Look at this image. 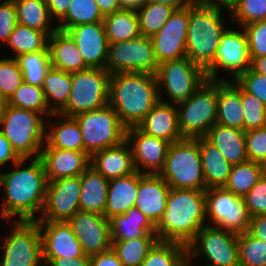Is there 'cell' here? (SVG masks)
Wrapping results in <instances>:
<instances>
[{
  "label": "cell",
  "instance_id": "obj_1",
  "mask_svg": "<svg viewBox=\"0 0 266 266\" xmlns=\"http://www.w3.org/2000/svg\"><path fill=\"white\" fill-rule=\"evenodd\" d=\"M30 165L18 169L27 158H22L7 173H0V186L5 189L6 201L3 203L2 218L16 221H35V213L42 211L47 187L44 164L40 157L34 158Z\"/></svg>",
  "mask_w": 266,
  "mask_h": 266
},
{
  "label": "cell",
  "instance_id": "obj_2",
  "mask_svg": "<svg viewBox=\"0 0 266 266\" xmlns=\"http://www.w3.org/2000/svg\"><path fill=\"white\" fill-rule=\"evenodd\" d=\"M158 100L155 74L118 72L110 75L109 105L126 129L137 127Z\"/></svg>",
  "mask_w": 266,
  "mask_h": 266
},
{
  "label": "cell",
  "instance_id": "obj_3",
  "mask_svg": "<svg viewBox=\"0 0 266 266\" xmlns=\"http://www.w3.org/2000/svg\"><path fill=\"white\" fill-rule=\"evenodd\" d=\"M205 218V190L171 188L166 210L156 226L157 238L187 247L206 225Z\"/></svg>",
  "mask_w": 266,
  "mask_h": 266
},
{
  "label": "cell",
  "instance_id": "obj_4",
  "mask_svg": "<svg viewBox=\"0 0 266 266\" xmlns=\"http://www.w3.org/2000/svg\"><path fill=\"white\" fill-rule=\"evenodd\" d=\"M221 9L196 0L189 6L186 57L206 69L213 61L221 36L227 29Z\"/></svg>",
  "mask_w": 266,
  "mask_h": 266
},
{
  "label": "cell",
  "instance_id": "obj_5",
  "mask_svg": "<svg viewBox=\"0 0 266 266\" xmlns=\"http://www.w3.org/2000/svg\"><path fill=\"white\" fill-rule=\"evenodd\" d=\"M159 175L171 188L205 190L198 137L171 143Z\"/></svg>",
  "mask_w": 266,
  "mask_h": 266
},
{
  "label": "cell",
  "instance_id": "obj_6",
  "mask_svg": "<svg viewBox=\"0 0 266 266\" xmlns=\"http://www.w3.org/2000/svg\"><path fill=\"white\" fill-rule=\"evenodd\" d=\"M41 115L9 105L3 109L0 121V127H3L0 131L21 158H38L41 155L46 132Z\"/></svg>",
  "mask_w": 266,
  "mask_h": 266
},
{
  "label": "cell",
  "instance_id": "obj_7",
  "mask_svg": "<svg viewBox=\"0 0 266 266\" xmlns=\"http://www.w3.org/2000/svg\"><path fill=\"white\" fill-rule=\"evenodd\" d=\"M218 80L206 79L187 99L177 103L179 129L184 138L204 137L216 123Z\"/></svg>",
  "mask_w": 266,
  "mask_h": 266
},
{
  "label": "cell",
  "instance_id": "obj_8",
  "mask_svg": "<svg viewBox=\"0 0 266 266\" xmlns=\"http://www.w3.org/2000/svg\"><path fill=\"white\" fill-rule=\"evenodd\" d=\"M110 75L107 70L98 68H87L72 73L68 102L58 114L74 117L108 105Z\"/></svg>",
  "mask_w": 266,
  "mask_h": 266
},
{
  "label": "cell",
  "instance_id": "obj_9",
  "mask_svg": "<svg viewBox=\"0 0 266 266\" xmlns=\"http://www.w3.org/2000/svg\"><path fill=\"white\" fill-rule=\"evenodd\" d=\"M74 118L82 132L84 151L90 156L105 148L117 146L126 139V128L109 104L77 114Z\"/></svg>",
  "mask_w": 266,
  "mask_h": 266
},
{
  "label": "cell",
  "instance_id": "obj_10",
  "mask_svg": "<svg viewBox=\"0 0 266 266\" xmlns=\"http://www.w3.org/2000/svg\"><path fill=\"white\" fill-rule=\"evenodd\" d=\"M206 219L214 226L235 234L249 230L250 216L243 197L234 195L224 187L205 189Z\"/></svg>",
  "mask_w": 266,
  "mask_h": 266
},
{
  "label": "cell",
  "instance_id": "obj_11",
  "mask_svg": "<svg viewBox=\"0 0 266 266\" xmlns=\"http://www.w3.org/2000/svg\"><path fill=\"white\" fill-rule=\"evenodd\" d=\"M158 66L151 37L140 35L129 41H120L108 45L106 70L110 74L118 72L155 74Z\"/></svg>",
  "mask_w": 266,
  "mask_h": 266
},
{
  "label": "cell",
  "instance_id": "obj_12",
  "mask_svg": "<svg viewBox=\"0 0 266 266\" xmlns=\"http://www.w3.org/2000/svg\"><path fill=\"white\" fill-rule=\"evenodd\" d=\"M155 76L158 92L165 86L176 105L187 100L207 79L205 70L187 57L159 64Z\"/></svg>",
  "mask_w": 266,
  "mask_h": 266
},
{
  "label": "cell",
  "instance_id": "obj_13",
  "mask_svg": "<svg viewBox=\"0 0 266 266\" xmlns=\"http://www.w3.org/2000/svg\"><path fill=\"white\" fill-rule=\"evenodd\" d=\"M3 244L0 266L43 265L42 235L36 221H15Z\"/></svg>",
  "mask_w": 266,
  "mask_h": 266
},
{
  "label": "cell",
  "instance_id": "obj_14",
  "mask_svg": "<svg viewBox=\"0 0 266 266\" xmlns=\"http://www.w3.org/2000/svg\"><path fill=\"white\" fill-rule=\"evenodd\" d=\"M237 240L238 234L206 224L187 246L189 260L203 253L207 266H240Z\"/></svg>",
  "mask_w": 266,
  "mask_h": 266
},
{
  "label": "cell",
  "instance_id": "obj_15",
  "mask_svg": "<svg viewBox=\"0 0 266 266\" xmlns=\"http://www.w3.org/2000/svg\"><path fill=\"white\" fill-rule=\"evenodd\" d=\"M251 57L248 38L245 30L226 29L221 36L214 61L205 69L206 77L210 80L218 79V68L233 72V79L250 69Z\"/></svg>",
  "mask_w": 266,
  "mask_h": 266
},
{
  "label": "cell",
  "instance_id": "obj_16",
  "mask_svg": "<svg viewBox=\"0 0 266 266\" xmlns=\"http://www.w3.org/2000/svg\"><path fill=\"white\" fill-rule=\"evenodd\" d=\"M81 175L47 181L42 217L35 221L67 222L80 210Z\"/></svg>",
  "mask_w": 266,
  "mask_h": 266
},
{
  "label": "cell",
  "instance_id": "obj_17",
  "mask_svg": "<svg viewBox=\"0 0 266 266\" xmlns=\"http://www.w3.org/2000/svg\"><path fill=\"white\" fill-rule=\"evenodd\" d=\"M189 6L176 9L162 28L151 37L158 65L186 57Z\"/></svg>",
  "mask_w": 266,
  "mask_h": 266
},
{
  "label": "cell",
  "instance_id": "obj_18",
  "mask_svg": "<svg viewBox=\"0 0 266 266\" xmlns=\"http://www.w3.org/2000/svg\"><path fill=\"white\" fill-rule=\"evenodd\" d=\"M67 223L72 227L85 255L111 249L110 221L104 215L79 210Z\"/></svg>",
  "mask_w": 266,
  "mask_h": 266
},
{
  "label": "cell",
  "instance_id": "obj_19",
  "mask_svg": "<svg viewBox=\"0 0 266 266\" xmlns=\"http://www.w3.org/2000/svg\"><path fill=\"white\" fill-rule=\"evenodd\" d=\"M125 140L129 143L132 140L134 141L130 147L134 165L138 172L144 174L160 173L165 163L170 142L147 135L138 127L127 128ZM142 167H144V170L141 171Z\"/></svg>",
  "mask_w": 266,
  "mask_h": 266
},
{
  "label": "cell",
  "instance_id": "obj_20",
  "mask_svg": "<svg viewBox=\"0 0 266 266\" xmlns=\"http://www.w3.org/2000/svg\"><path fill=\"white\" fill-rule=\"evenodd\" d=\"M42 235L43 263L49 264L54 258L82 257L84 252L79 240L67 222L36 221Z\"/></svg>",
  "mask_w": 266,
  "mask_h": 266
},
{
  "label": "cell",
  "instance_id": "obj_21",
  "mask_svg": "<svg viewBox=\"0 0 266 266\" xmlns=\"http://www.w3.org/2000/svg\"><path fill=\"white\" fill-rule=\"evenodd\" d=\"M66 32L75 41L89 68L106 70L109 43L103 22L77 25Z\"/></svg>",
  "mask_w": 266,
  "mask_h": 266
},
{
  "label": "cell",
  "instance_id": "obj_22",
  "mask_svg": "<svg viewBox=\"0 0 266 266\" xmlns=\"http://www.w3.org/2000/svg\"><path fill=\"white\" fill-rule=\"evenodd\" d=\"M171 187L159 174L139 172L135 207L156 227L164 215Z\"/></svg>",
  "mask_w": 266,
  "mask_h": 266
},
{
  "label": "cell",
  "instance_id": "obj_23",
  "mask_svg": "<svg viewBox=\"0 0 266 266\" xmlns=\"http://www.w3.org/2000/svg\"><path fill=\"white\" fill-rule=\"evenodd\" d=\"M40 158L44 164L47 181L81 175L91 163L85 151H72L43 146Z\"/></svg>",
  "mask_w": 266,
  "mask_h": 266
},
{
  "label": "cell",
  "instance_id": "obj_24",
  "mask_svg": "<svg viewBox=\"0 0 266 266\" xmlns=\"http://www.w3.org/2000/svg\"><path fill=\"white\" fill-rule=\"evenodd\" d=\"M158 92L159 100L144 120L137 126L147 135L164 139L170 143L184 139L179 129L178 106H173ZM176 107V108H175Z\"/></svg>",
  "mask_w": 266,
  "mask_h": 266
},
{
  "label": "cell",
  "instance_id": "obj_25",
  "mask_svg": "<svg viewBox=\"0 0 266 266\" xmlns=\"http://www.w3.org/2000/svg\"><path fill=\"white\" fill-rule=\"evenodd\" d=\"M124 140L121 144L105 148L91 155L90 166L108 180L124 177L136 172L132 149Z\"/></svg>",
  "mask_w": 266,
  "mask_h": 266
},
{
  "label": "cell",
  "instance_id": "obj_26",
  "mask_svg": "<svg viewBox=\"0 0 266 266\" xmlns=\"http://www.w3.org/2000/svg\"><path fill=\"white\" fill-rule=\"evenodd\" d=\"M51 66L67 73L89 68L72 37L64 31L56 30L48 38Z\"/></svg>",
  "mask_w": 266,
  "mask_h": 266
},
{
  "label": "cell",
  "instance_id": "obj_27",
  "mask_svg": "<svg viewBox=\"0 0 266 266\" xmlns=\"http://www.w3.org/2000/svg\"><path fill=\"white\" fill-rule=\"evenodd\" d=\"M139 187V172L109 180L107 204L104 216L110 220L123 215L136 203Z\"/></svg>",
  "mask_w": 266,
  "mask_h": 266
},
{
  "label": "cell",
  "instance_id": "obj_28",
  "mask_svg": "<svg viewBox=\"0 0 266 266\" xmlns=\"http://www.w3.org/2000/svg\"><path fill=\"white\" fill-rule=\"evenodd\" d=\"M229 80H218L216 123L222 126L244 130V114L241 102V86Z\"/></svg>",
  "mask_w": 266,
  "mask_h": 266
},
{
  "label": "cell",
  "instance_id": "obj_29",
  "mask_svg": "<svg viewBox=\"0 0 266 266\" xmlns=\"http://www.w3.org/2000/svg\"><path fill=\"white\" fill-rule=\"evenodd\" d=\"M204 137L218 147L232 166L249 161L245 147L244 130L215 123Z\"/></svg>",
  "mask_w": 266,
  "mask_h": 266
},
{
  "label": "cell",
  "instance_id": "obj_30",
  "mask_svg": "<svg viewBox=\"0 0 266 266\" xmlns=\"http://www.w3.org/2000/svg\"><path fill=\"white\" fill-rule=\"evenodd\" d=\"M109 180L89 166L81 174L80 211L104 215Z\"/></svg>",
  "mask_w": 266,
  "mask_h": 266
},
{
  "label": "cell",
  "instance_id": "obj_31",
  "mask_svg": "<svg viewBox=\"0 0 266 266\" xmlns=\"http://www.w3.org/2000/svg\"><path fill=\"white\" fill-rule=\"evenodd\" d=\"M198 146L206 189L224 187L228 181L232 165L225 159L218 147L205 137H198Z\"/></svg>",
  "mask_w": 266,
  "mask_h": 266
},
{
  "label": "cell",
  "instance_id": "obj_32",
  "mask_svg": "<svg viewBox=\"0 0 266 266\" xmlns=\"http://www.w3.org/2000/svg\"><path fill=\"white\" fill-rule=\"evenodd\" d=\"M109 221L111 241L132 240L145 237L148 233L156 234V227L135 206Z\"/></svg>",
  "mask_w": 266,
  "mask_h": 266
},
{
  "label": "cell",
  "instance_id": "obj_33",
  "mask_svg": "<svg viewBox=\"0 0 266 266\" xmlns=\"http://www.w3.org/2000/svg\"><path fill=\"white\" fill-rule=\"evenodd\" d=\"M52 116H59L63 119H60L55 126L54 124L48 125V127L53 128L50 132L46 130V145L44 146L72 151H84L82 132L77 120L74 117H68L58 113H53Z\"/></svg>",
  "mask_w": 266,
  "mask_h": 266
},
{
  "label": "cell",
  "instance_id": "obj_34",
  "mask_svg": "<svg viewBox=\"0 0 266 266\" xmlns=\"http://www.w3.org/2000/svg\"><path fill=\"white\" fill-rule=\"evenodd\" d=\"M103 25L108 43L129 41L141 35L135 10L120 9L104 16Z\"/></svg>",
  "mask_w": 266,
  "mask_h": 266
},
{
  "label": "cell",
  "instance_id": "obj_35",
  "mask_svg": "<svg viewBox=\"0 0 266 266\" xmlns=\"http://www.w3.org/2000/svg\"><path fill=\"white\" fill-rule=\"evenodd\" d=\"M17 23L44 32L48 37L57 27L48 25L52 20L45 0H14ZM49 27V28H48Z\"/></svg>",
  "mask_w": 266,
  "mask_h": 266
},
{
  "label": "cell",
  "instance_id": "obj_36",
  "mask_svg": "<svg viewBox=\"0 0 266 266\" xmlns=\"http://www.w3.org/2000/svg\"><path fill=\"white\" fill-rule=\"evenodd\" d=\"M71 87L72 73L51 66L44 78L42 89L52 113H59L66 106ZM51 100L56 102L55 106L50 107Z\"/></svg>",
  "mask_w": 266,
  "mask_h": 266
},
{
  "label": "cell",
  "instance_id": "obj_37",
  "mask_svg": "<svg viewBox=\"0 0 266 266\" xmlns=\"http://www.w3.org/2000/svg\"><path fill=\"white\" fill-rule=\"evenodd\" d=\"M188 261L186 246L176 242L158 240L140 266H187Z\"/></svg>",
  "mask_w": 266,
  "mask_h": 266
},
{
  "label": "cell",
  "instance_id": "obj_38",
  "mask_svg": "<svg viewBox=\"0 0 266 266\" xmlns=\"http://www.w3.org/2000/svg\"><path fill=\"white\" fill-rule=\"evenodd\" d=\"M263 164L247 161L233 165L224 188L234 195L244 197L264 174Z\"/></svg>",
  "mask_w": 266,
  "mask_h": 266
},
{
  "label": "cell",
  "instance_id": "obj_39",
  "mask_svg": "<svg viewBox=\"0 0 266 266\" xmlns=\"http://www.w3.org/2000/svg\"><path fill=\"white\" fill-rule=\"evenodd\" d=\"M157 241L156 234L148 233L137 239L112 241L111 248L123 266H140Z\"/></svg>",
  "mask_w": 266,
  "mask_h": 266
},
{
  "label": "cell",
  "instance_id": "obj_40",
  "mask_svg": "<svg viewBox=\"0 0 266 266\" xmlns=\"http://www.w3.org/2000/svg\"><path fill=\"white\" fill-rule=\"evenodd\" d=\"M104 16L100 12L95 0H72L66 14L58 21V30L66 32L71 27L103 22Z\"/></svg>",
  "mask_w": 266,
  "mask_h": 266
},
{
  "label": "cell",
  "instance_id": "obj_41",
  "mask_svg": "<svg viewBox=\"0 0 266 266\" xmlns=\"http://www.w3.org/2000/svg\"><path fill=\"white\" fill-rule=\"evenodd\" d=\"M48 38L44 32L17 23L6 44L16 52V58L25 53L49 51Z\"/></svg>",
  "mask_w": 266,
  "mask_h": 266
},
{
  "label": "cell",
  "instance_id": "obj_42",
  "mask_svg": "<svg viewBox=\"0 0 266 266\" xmlns=\"http://www.w3.org/2000/svg\"><path fill=\"white\" fill-rule=\"evenodd\" d=\"M15 59L23 74V82L42 87L46 73L51 67L50 52L25 53Z\"/></svg>",
  "mask_w": 266,
  "mask_h": 266
},
{
  "label": "cell",
  "instance_id": "obj_43",
  "mask_svg": "<svg viewBox=\"0 0 266 266\" xmlns=\"http://www.w3.org/2000/svg\"><path fill=\"white\" fill-rule=\"evenodd\" d=\"M7 105L53 117L52 111L48 108L42 87L25 82L9 98Z\"/></svg>",
  "mask_w": 266,
  "mask_h": 266
},
{
  "label": "cell",
  "instance_id": "obj_44",
  "mask_svg": "<svg viewBox=\"0 0 266 266\" xmlns=\"http://www.w3.org/2000/svg\"><path fill=\"white\" fill-rule=\"evenodd\" d=\"M174 11L173 7L164 4H144L136 11L141 35L152 37L169 20Z\"/></svg>",
  "mask_w": 266,
  "mask_h": 266
},
{
  "label": "cell",
  "instance_id": "obj_45",
  "mask_svg": "<svg viewBox=\"0 0 266 266\" xmlns=\"http://www.w3.org/2000/svg\"><path fill=\"white\" fill-rule=\"evenodd\" d=\"M237 244L240 266H266V242L246 231L238 235Z\"/></svg>",
  "mask_w": 266,
  "mask_h": 266
},
{
  "label": "cell",
  "instance_id": "obj_46",
  "mask_svg": "<svg viewBox=\"0 0 266 266\" xmlns=\"http://www.w3.org/2000/svg\"><path fill=\"white\" fill-rule=\"evenodd\" d=\"M244 131L266 127V106L241 87Z\"/></svg>",
  "mask_w": 266,
  "mask_h": 266
},
{
  "label": "cell",
  "instance_id": "obj_47",
  "mask_svg": "<svg viewBox=\"0 0 266 266\" xmlns=\"http://www.w3.org/2000/svg\"><path fill=\"white\" fill-rule=\"evenodd\" d=\"M230 14L240 27L266 20V0H240Z\"/></svg>",
  "mask_w": 266,
  "mask_h": 266
},
{
  "label": "cell",
  "instance_id": "obj_48",
  "mask_svg": "<svg viewBox=\"0 0 266 266\" xmlns=\"http://www.w3.org/2000/svg\"><path fill=\"white\" fill-rule=\"evenodd\" d=\"M23 83V74L15 58L0 59V89L7 100Z\"/></svg>",
  "mask_w": 266,
  "mask_h": 266
},
{
  "label": "cell",
  "instance_id": "obj_49",
  "mask_svg": "<svg viewBox=\"0 0 266 266\" xmlns=\"http://www.w3.org/2000/svg\"><path fill=\"white\" fill-rule=\"evenodd\" d=\"M245 147L249 161L264 164L266 161V127L246 131Z\"/></svg>",
  "mask_w": 266,
  "mask_h": 266
},
{
  "label": "cell",
  "instance_id": "obj_50",
  "mask_svg": "<svg viewBox=\"0 0 266 266\" xmlns=\"http://www.w3.org/2000/svg\"><path fill=\"white\" fill-rule=\"evenodd\" d=\"M248 38L251 59L266 56V20L242 27Z\"/></svg>",
  "mask_w": 266,
  "mask_h": 266
},
{
  "label": "cell",
  "instance_id": "obj_51",
  "mask_svg": "<svg viewBox=\"0 0 266 266\" xmlns=\"http://www.w3.org/2000/svg\"><path fill=\"white\" fill-rule=\"evenodd\" d=\"M243 198L250 217L266 214V173Z\"/></svg>",
  "mask_w": 266,
  "mask_h": 266
},
{
  "label": "cell",
  "instance_id": "obj_52",
  "mask_svg": "<svg viewBox=\"0 0 266 266\" xmlns=\"http://www.w3.org/2000/svg\"><path fill=\"white\" fill-rule=\"evenodd\" d=\"M236 81L245 91L254 95L266 106V76L248 69Z\"/></svg>",
  "mask_w": 266,
  "mask_h": 266
},
{
  "label": "cell",
  "instance_id": "obj_53",
  "mask_svg": "<svg viewBox=\"0 0 266 266\" xmlns=\"http://www.w3.org/2000/svg\"><path fill=\"white\" fill-rule=\"evenodd\" d=\"M17 24L14 0H5L0 4V39L7 43Z\"/></svg>",
  "mask_w": 266,
  "mask_h": 266
},
{
  "label": "cell",
  "instance_id": "obj_54",
  "mask_svg": "<svg viewBox=\"0 0 266 266\" xmlns=\"http://www.w3.org/2000/svg\"><path fill=\"white\" fill-rule=\"evenodd\" d=\"M22 158L13 149L10 141L0 131V166L12 162L13 166Z\"/></svg>",
  "mask_w": 266,
  "mask_h": 266
},
{
  "label": "cell",
  "instance_id": "obj_55",
  "mask_svg": "<svg viewBox=\"0 0 266 266\" xmlns=\"http://www.w3.org/2000/svg\"><path fill=\"white\" fill-rule=\"evenodd\" d=\"M91 266H123L117 254L111 249L89 256Z\"/></svg>",
  "mask_w": 266,
  "mask_h": 266
},
{
  "label": "cell",
  "instance_id": "obj_56",
  "mask_svg": "<svg viewBox=\"0 0 266 266\" xmlns=\"http://www.w3.org/2000/svg\"><path fill=\"white\" fill-rule=\"evenodd\" d=\"M248 232L255 238L266 242V214L251 217Z\"/></svg>",
  "mask_w": 266,
  "mask_h": 266
},
{
  "label": "cell",
  "instance_id": "obj_57",
  "mask_svg": "<svg viewBox=\"0 0 266 266\" xmlns=\"http://www.w3.org/2000/svg\"><path fill=\"white\" fill-rule=\"evenodd\" d=\"M51 18L60 20L67 12L72 0H45Z\"/></svg>",
  "mask_w": 266,
  "mask_h": 266
},
{
  "label": "cell",
  "instance_id": "obj_58",
  "mask_svg": "<svg viewBox=\"0 0 266 266\" xmlns=\"http://www.w3.org/2000/svg\"><path fill=\"white\" fill-rule=\"evenodd\" d=\"M91 266L90 258L88 255L82 257L71 258V257H59L54 258L48 266Z\"/></svg>",
  "mask_w": 266,
  "mask_h": 266
},
{
  "label": "cell",
  "instance_id": "obj_59",
  "mask_svg": "<svg viewBox=\"0 0 266 266\" xmlns=\"http://www.w3.org/2000/svg\"><path fill=\"white\" fill-rule=\"evenodd\" d=\"M103 16L121 9V0H95Z\"/></svg>",
  "mask_w": 266,
  "mask_h": 266
},
{
  "label": "cell",
  "instance_id": "obj_60",
  "mask_svg": "<svg viewBox=\"0 0 266 266\" xmlns=\"http://www.w3.org/2000/svg\"><path fill=\"white\" fill-rule=\"evenodd\" d=\"M196 0H145V4H164L176 9H182L192 5Z\"/></svg>",
  "mask_w": 266,
  "mask_h": 266
},
{
  "label": "cell",
  "instance_id": "obj_61",
  "mask_svg": "<svg viewBox=\"0 0 266 266\" xmlns=\"http://www.w3.org/2000/svg\"><path fill=\"white\" fill-rule=\"evenodd\" d=\"M202 3L212 6L217 9H221L224 7L229 13L233 10V8L239 3L240 0H200Z\"/></svg>",
  "mask_w": 266,
  "mask_h": 266
},
{
  "label": "cell",
  "instance_id": "obj_62",
  "mask_svg": "<svg viewBox=\"0 0 266 266\" xmlns=\"http://www.w3.org/2000/svg\"><path fill=\"white\" fill-rule=\"evenodd\" d=\"M250 69L260 75L266 76V56L253 58L251 60Z\"/></svg>",
  "mask_w": 266,
  "mask_h": 266
},
{
  "label": "cell",
  "instance_id": "obj_63",
  "mask_svg": "<svg viewBox=\"0 0 266 266\" xmlns=\"http://www.w3.org/2000/svg\"><path fill=\"white\" fill-rule=\"evenodd\" d=\"M145 4V0H121V9L137 11Z\"/></svg>",
  "mask_w": 266,
  "mask_h": 266
},
{
  "label": "cell",
  "instance_id": "obj_64",
  "mask_svg": "<svg viewBox=\"0 0 266 266\" xmlns=\"http://www.w3.org/2000/svg\"><path fill=\"white\" fill-rule=\"evenodd\" d=\"M8 104V100L3 95L1 89H0V106H6Z\"/></svg>",
  "mask_w": 266,
  "mask_h": 266
},
{
  "label": "cell",
  "instance_id": "obj_65",
  "mask_svg": "<svg viewBox=\"0 0 266 266\" xmlns=\"http://www.w3.org/2000/svg\"><path fill=\"white\" fill-rule=\"evenodd\" d=\"M6 106H0V121L2 119V113H3V109L5 108Z\"/></svg>",
  "mask_w": 266,
  "mask_h": 266
},
{
  "label": "cell",
  "instance_id": "obj_66",
  "mask_svg": "<svg viewBox=\"0 0 266 266\" xmlns=\"http://www.w3.org/2000/svg\"><path fill=\"white\" fill-rule=\"evenodd\" d=\"M263 168H264V172L266 173V161H265V163L263 164Z\"/></svg>",
  "mask_w": 266,
  "mask_h": 266
}]
</instances>
